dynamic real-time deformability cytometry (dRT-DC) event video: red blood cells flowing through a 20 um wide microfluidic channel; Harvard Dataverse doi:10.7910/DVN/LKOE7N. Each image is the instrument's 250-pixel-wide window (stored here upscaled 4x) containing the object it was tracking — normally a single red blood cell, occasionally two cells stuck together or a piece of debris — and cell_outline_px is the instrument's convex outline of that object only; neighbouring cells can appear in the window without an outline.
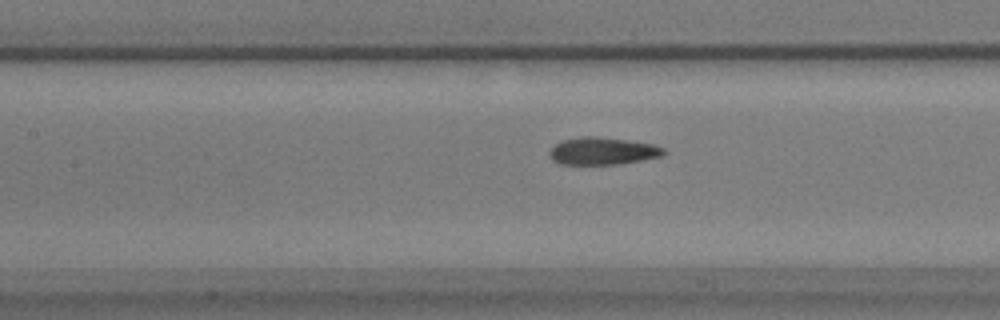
{"species": "common noctule bat (a hibernating species)", "species_latin": "Nyctalus noctula", "temperature_condition": "warm", "stored_images_in_passage": 35, "camera_frame_rate_fps": 3000, "um_per_image_px": 0.085, "animal": {"sex": "male", "body_mass_g": 17.9}, "frame": {"image": 1, "passage_image": 25, "time_ms": 8.0, "image_size_px": [1000, 320], "cell_outline_px": [[668, 152], [664, 156], [644, 160], [616, 164], [560, 164], [552, 160], [548, 152], [560, 140], [584, 136], [596, 136], [652, 144], [664, 148]], "centroid_in_image_um": [51.24, 12.84], "position_along_channel_um": 156.2, "area_um2": 18.26}}